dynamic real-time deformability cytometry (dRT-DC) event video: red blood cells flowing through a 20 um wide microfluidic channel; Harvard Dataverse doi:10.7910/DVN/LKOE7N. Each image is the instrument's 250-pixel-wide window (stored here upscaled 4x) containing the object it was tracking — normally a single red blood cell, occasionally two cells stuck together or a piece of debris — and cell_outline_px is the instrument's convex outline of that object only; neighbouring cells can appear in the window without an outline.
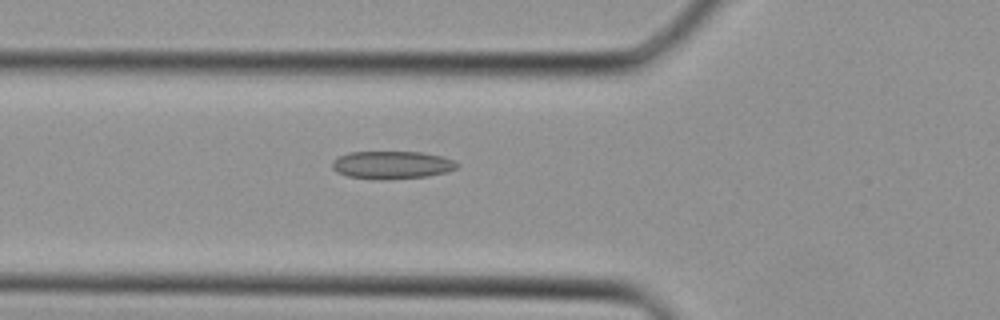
{"species": "Egyptian fruit bat (a non-hibernating species)", "species_latin": "Rousettus aegyptiacus", "temperature_condition": "cold", "stored_images_in_passage": 24, "camera_frame_rate_fps": 3000, "um_per_image_px": 0.085, "animal": {"sex": "female"}, "frame": {"image": 1, "passage_image": 3, "time_ms": 0.667, "image_size_px": [1000, 320], "cell_outline_px": [[460, 164], [456, 168], [448, 172], [428, 176], [388, 180], [376, 180], [348, 176], [336, 172], [332, 168], [332, 164], [340, 156], [352, 152], [420, 152], [440, 156], [452, 160]], "centroid_in_image_um": [33.33, 14.04], "position_along_channel_um": 92.5, "area_um2": 20.23}}
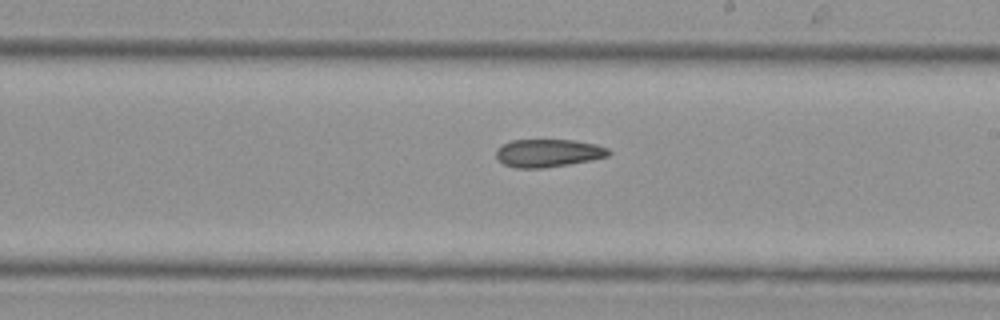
{"frame": {"image": 2, "passage_image": 11, "time_ms": 3.333, "image_size_px": [1000, 320], "cell_outline_px": [[612, 152], [608, 156], [592, 160], [544, 168], [516, 168], [504, 164], [496, 156], [496, 148], [500, 144], [512, 140], [576, 140], [596, 144], [608, 148]], "centroid_in_image_um": [46.6, 13.0], "position_along_channel_um": 242.4, "area_um2": 18.44}}
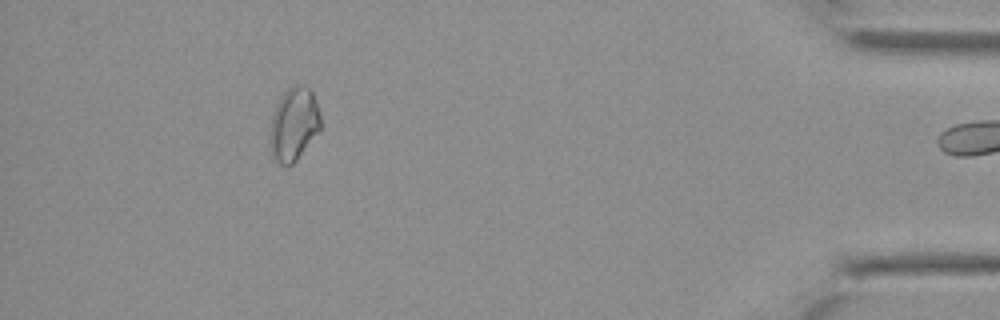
{"frame": {"image": 3, "passage_image": 23, "time_ms": 7.333, "image_size_px": [1000, 320], "cell_outline_px": [[320, 132], [296, 160], [292, 164], [280, 164], [272, 156], [272, 116], [276, 104], [280, 96], [288, 88], [300, 84], [312, 88], [320, 112]], "centroid_in_image_um": [25.03, 10.5], "position_along_channel_um": 410.2, "area_um2": 21.39}}